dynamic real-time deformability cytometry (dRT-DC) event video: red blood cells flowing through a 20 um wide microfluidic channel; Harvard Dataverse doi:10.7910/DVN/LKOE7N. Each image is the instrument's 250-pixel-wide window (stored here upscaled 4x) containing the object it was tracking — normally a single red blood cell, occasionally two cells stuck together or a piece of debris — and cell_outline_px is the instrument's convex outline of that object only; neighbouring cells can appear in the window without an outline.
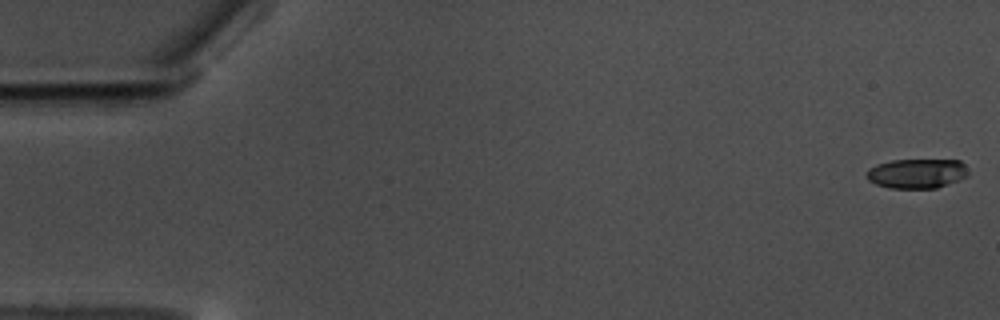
{"species": "common noctule bat (a hibernating species)", "species_latin": "Nyctalus noctula", "temperature_condition": "warm", "stored_images_in_passage": 8, "camera_frame_rate_fps": 3000, "um_per_image_px": 0.085, "animal": {"sex": "male", "body_mass_g": 17.5, "forearm_length_mm": 52.3}, "frame": {"image": 1, "passage_image": 1, "time_ms": 0.0, "image_size_px": [1000, 320], "cell_outline_px": [[968, 176], [960, 180], [936, 188], [892, 188], [876, 184], [868, 180], [868, 168], [876, 164], [892, 160], [960, 160], [964, 164], [968, 172]], "centroid_in_image_um": [77.96, 14.74], "position_along_channel_um": 7.0, "area_um2": 17.51}}